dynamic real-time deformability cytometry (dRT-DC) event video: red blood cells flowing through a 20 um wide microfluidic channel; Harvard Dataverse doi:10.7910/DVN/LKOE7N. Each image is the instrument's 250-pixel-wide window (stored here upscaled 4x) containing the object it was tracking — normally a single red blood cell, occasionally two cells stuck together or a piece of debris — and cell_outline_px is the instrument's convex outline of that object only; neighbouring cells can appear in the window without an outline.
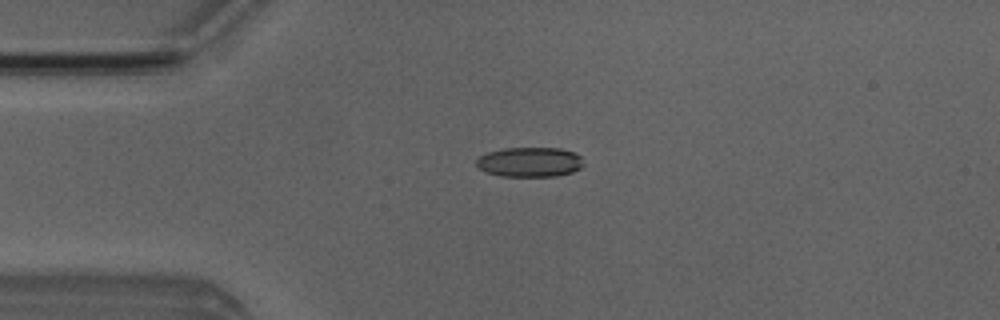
{"species": "Egyptian fruit bat (a non-hibernating species)", "species_latin": "Rousettus aegyptiacus", "temperature_condition": "room temperature", "stored_images_in_passage": 3, "camera_frame_rate_fps": 3000, "um_per_image_px": 0.085, "animal": {"sex": "male"}, "frame": {"image": 1, "passage_image": 2, "time_ms": 2.0, "image_size_px": [1000, 320], "cell_outline_px": [[584, 164], [580, 168], [572, 172], [556, 176], [500, 176], [488, 172], [480, 168], [476, 164], [476, 160], [480, 156], [488, 152], [504, 148], [560, 148], [572, 152], [580, 156]], "centroid_in_image_um": [45.04, 13.77], "position_along_channel_um": 40.0, "area_um2": 18.44}}